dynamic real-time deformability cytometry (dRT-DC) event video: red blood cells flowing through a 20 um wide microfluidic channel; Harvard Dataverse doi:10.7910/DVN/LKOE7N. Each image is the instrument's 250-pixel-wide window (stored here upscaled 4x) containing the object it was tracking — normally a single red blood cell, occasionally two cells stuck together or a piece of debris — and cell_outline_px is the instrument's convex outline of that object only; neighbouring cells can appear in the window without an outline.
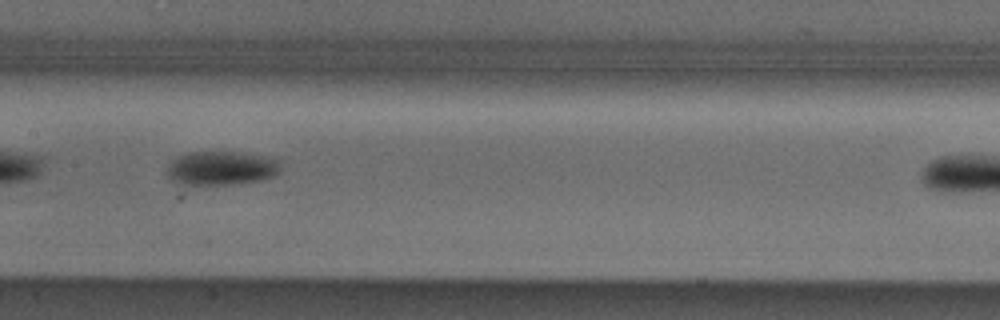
{"species": "Egyptian fruit bat (a non-hibernating species)", "species_latin": "Rousettus aegyptiacus", "temperature_condition": "cold", "stored_images_in_passage": 30, "camera_frame_rate_fps": 3000, "um_per_image_px": 0.085, "animal": {"sex": "male"}, "frame": {"image": 1, "passage_image": 13, "time_ms": 4.0, "image_size_px": [1000, 320], "cell_outline_px": [[280, 172], [276, 176], [260, 180], [232, 184], [180, 184], [168, 180], [168, 164], [176, 156], [188, 152], [236, 152], [264, 156], [280, 160]], "centroid_in_image_um": [18.8, 14.29], "position_along_channel_um": 188.6, "area_um2": 22.6}}